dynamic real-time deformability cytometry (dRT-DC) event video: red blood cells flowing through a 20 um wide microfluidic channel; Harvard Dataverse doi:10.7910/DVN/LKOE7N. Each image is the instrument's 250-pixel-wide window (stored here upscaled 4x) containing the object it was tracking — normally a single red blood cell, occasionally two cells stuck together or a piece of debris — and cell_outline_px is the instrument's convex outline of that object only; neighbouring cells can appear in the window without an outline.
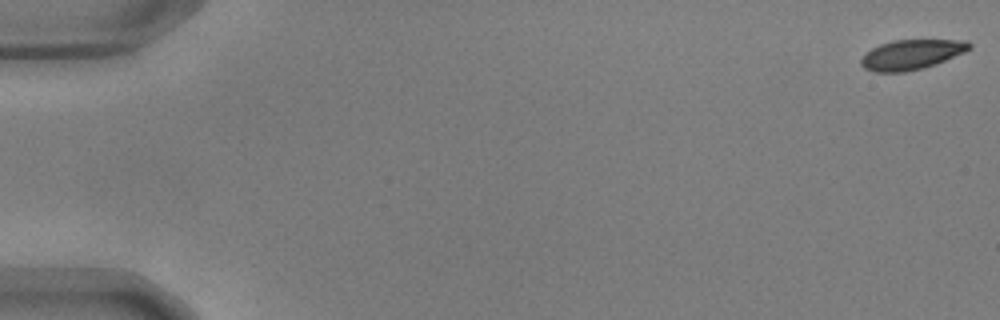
{"species": "common noctule bat (a hibernating species)", "species_latin": "Nyctalus noctula", "temperature_condition": "warm", "stored_images_in_passage": 57, "camera_frame_rate_fps": 3000, "um_per_image_px": 0.085, "animal": {"sex": "male", "body_mass_g": 17.9, "forearm_length_mm": 54.2}, "frame": {"image": 1, "passage_image": 1, "time_ms": 0.0, "image_size_px": [1000, 320], "cell_outline_px": [[972, 48], [964, 52], [936, 64], [924, 68], [904, 72], [876, 72], [864, 68], [860, 64], [860, 60], [872, 48], [880, 44], [892, 40], [968, 40], [972, 44]], "centroid_in_image_um": [77.5, 4.63], "position_along_channel_um": 7.5, "area_um2": 18.84}}
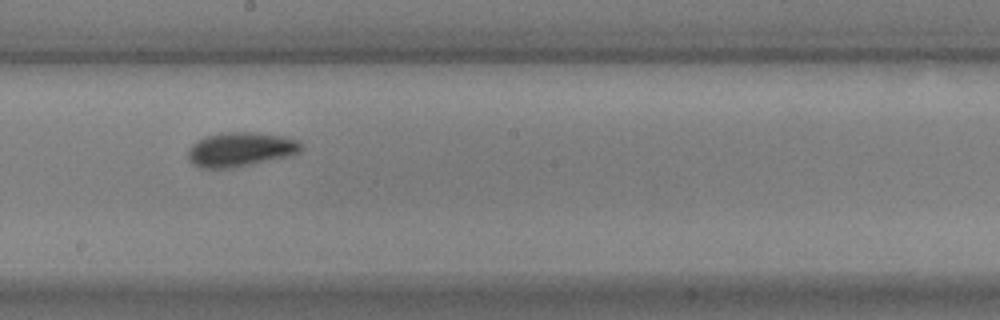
{"frame": {"image": 2, "passage_image": 32, "time_ms": 10.333, "image_size_px": [1000, 320], "cell_outline_px": [[304, 148], [300, 152], [288, 156], [252, 164], [232, 168], [200, 168], [192, 164], [188, 160], [188, 148], [192, 144], [208, 136], [220, 132], [256, 132], [284, 136], [296, 140], [304, 144]], "centroid_in_image_um": [20.45, 12.7], "position_along_channel_um": 227.7, "area_um2": 22.77}}
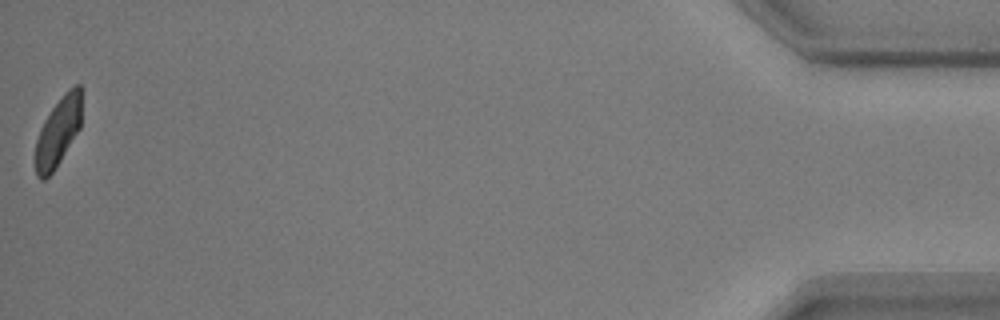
{"frame": {"image": 3, "passage_image": 56, "time_ms": 18.333, "image_size_px": [1000, 320], "cell_outline_px": [[84, 88], [80, 128], [60, 160], [52, 172], [44, 180], [40, 180], [36, 176], [36, 140], [40, 128], [44, 120], [52, 108], [64, 92], [68, 88], [76, 84], [80, 84]], "centroid_in_image_um": [4.99, 11.1], "position_along_channel_um": 430.2, "area_um2": 18.84}}